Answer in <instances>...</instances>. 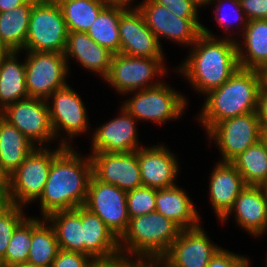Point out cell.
I'll list each match as a JSON object with an SVG mask.
<instances>
[{
    "label": "cell",
    "mask_w": 267,
    "mask_h": 267,
    "mask_svg": "<svg viewBox=\"0 0 267 267\" xmlns=\"http://www.w3.org/2000/svg\"><path fill=\"white\" fill-rule=\"evenodd\" d=\"M201 31L192 49H189V56L175 70L187 79L195 91L205 96L225 83L240 65L237 40L216 37L204 25Z\"/></svg>",
    "instance_id": "cell-1"
},
{
    "label": "cell",
    "mask_w": 267,
    "mask_h": 267,
    "mask_svg": "<svg viewBox=\"0 0 267 267\" xmlns=\"http://www.w3.org/2000/svg\"><path fill=\"white\" fill-rule=\"evenodd\" d=\"M92 176V161L75 148L64 147L52 160L44 191L38 201L42 218L49 214L84 206Z\"/></svg>",
    "instance_id": "cell-2"
},
{
    "label": "cell",
    "mask_w": 267,
    "mask_h": 267,
    "mask_svg": "<svg viewBox=\"0 0 267 267\" xmlns=\"http://www.w3.org/2000/svg\"><path fill=\"white\" fill-rule=\"evenodd\" d=\"M261 86L259 70L239 67L219 88L205 95L204 105L196 120L207 132L217 122L257 112Z\"/></svg>",
    "instance_id": "cell-3"
},
{
    "label": "cell",
    "mask_w": 267,
    "mask_h": 267,
    "mask_svg": "<svg viewBox=\"0 0 267 267\" xmlns=\"http://www.w3.org/2000/svg\"><path fill=\"white\" fill-rule=\"evenodd\" d=\"M180 231L176 223L156 211L135 216L119 238L120 252L162 258Z\"/></svg>",
    "instance_id": "cell-4"
},
{
    "label": "cell",
    "mask_w": 267,
    "mask_h": 267,
    "mask_svg": "<svg viewBox=\"0 0 267 267\" xmlns=\"http://www.w3.org/2000/svg\"><path fill=\"white\" fill-rule=\"evenodd\" d=\"M47 146V147H46ZM36 147L24 162L9 176L6 190L7 202L25 207L42 195L53 158L64 148Z\"/></svg>",
    "instance_id": "cell-5"
},
{
    "label": "cell",
    "mask_w": 267,
    "mask_h": 267,
    "mask_svg": "<svg viewBox=\"0 0 267 267\" xmlns=\"http://www.w3.org/2000/svg\"><path fill=\"white\" fill-rule=\"evenodd\" d=\"M133 97L122 106L138 121L147 120L162 125L179 119L187 108V98L164 81L151 88L127 93Z\"/></svg>",
    "instance_id": "cell-6"
},
{
    "label": "cell",
    "mask_w": 267,
    "mask_h": 267,
    "mask_svg": "<svg viewBox=\"0 0 267 267\" xmlns=\"http://www.w3.org/2000/svg\"><path fill=\"white\" fill-rule=\"evenodd\" d=\"M68 29L56 0H33L23 51L63 53Z\"/></svg>",
    "instance_id": "cell-7"
},
{
    "label": "cell",
    "mask_w": 267,
    "mask_h": 267,
    "mask_svg": "<svg viewBox=\"0 0 267 267\" xmlns=\"http://www.w3.org/2000/svg\"><path fill=\"white\" fill-rule=\"evenodd\" d=\"M167 71L165 58L134 57L117 53L112 56L110 70L104 82L119 95H126L161 84L163 80L159 78L166 75Z\"/></svg>",
    "instance_id": "cell-8"
},
{
    "label": "cell",
    "mask_w": 267,
    "mask_h": 267,
    "mask_svg": "<svg viewBox=\"0 0 267 267\" xmlns=\"http://www.w3.org/2000/svg\"><path fill=\"white\" fill-rule=\"evenodd\" d=\"M46 102L55 139L60 137L59 145L72 147L70 140H73L76 136L78 137L81 134L87 133L90 129L87 109L80 95L75 92L70 85H67L54 91L46 99ZM63 131H65V133ZM61 133H64V138H62Z\"/></svg>",
    "instance_id": "cell-9"
},
{
    "label": "cell",
    "mask_w": 267,
    "mask_h": 267,
    "mask_svg": "<svg viewBox=\"0 0 267 267\" xmlns=\"http://www.w3.org/2000/svg\"><path fill=\"white\" fill-rule=\"evenodd\" d=\"M28 96L46 100L54 91L68 85L69 65L63 53L25 51Z\"/></svg>",
    "instance_id": "cell-10"
},
{
    "label": "cell",
    "mask_w": 267,
    "mask_h": 267,
    "mask_svg": "<svg viewBox=\"0 0 267 267\" xmlns=\"http://www.w3.org/2000/svg\"><path fill=\"white\" fill-rule=\"evenodd\" d=\"M221 153L222 162H231L248 147L260 140L261 123L257 112L217 122L207 132Z\"/></svg>",
    "instance_id": "cell-11"
},
{
    "label": "cell",
    "mask_w": 267,
    "mask_h": 267,
    "mask_svg": "<svg viewBox=\"0 0 267 267\" xmlns=\"http://www.w3.org/2000/svg\"><path fill=\"white\" fill-rule=\"evenodd\" d=\"M84 207L96 214L118 239L126 231L130 220L126 191L92 174Z\"/></svg>",
    "instance_id": "cell-12"
},
{
    "label": "cell",
    "mask_w": 267,
    "mask_h": 267,
    "mask_svg": "<svg viewBox=\"0 0 267 267\" xmlns=\"http://www.w3.org/2000/svg\"><path fill=\"white\" fill-rule=\"evenodd\" d=\"M1 117L36 147H44L55 140L46 100L32 97L21 99L6 106L1 111Z\"/></svg>",
    "instance_id": "cell-13"
},
{
    "label": "cell",
    "mask_w": 267,
    "mask_h": 267,
    "mask_svg": "<svg viewBox=\"0 0 267 267\" xmlns=\"http://www.w3.org/2000/svg\"><path fill=\"white\" fill-rule=\"evenodd\" d=\"M142 12L147 27L155 34L160 44L161 39L191 47L202 33L199 19L177 17L167 7L152 0H143L136 5Z\"/></svg>",
    "instance_id": "cell-14"
},
{
    "label": "cell",
    "mask_w": 267,
    "mask_h": 267,
    "mask_svg": "<svg viewBox=\"0 0 267 267\" xmlns=\"http://www.w3.org/2000/svg\"><path fill=\"white\" fill-rule=\"evenodd\" d=\"M201 225L181 229L170 249L162 257L163 267H207L221 248L213 244Z\"/></svg>",
    "instance_id": "cell-15"
},
{
    "label": "cell",
    "mask_w": 267,
    "mask_h": 267,
    "mask_svg": "<svg viewBox=\"0 0 267 267\" xmlns=\"http://www.w3.org/2000/svg\"><path fill=\"white\" fill-rule=\"evenodd\" d=\"M120 53L134 57L165 58L158 38L147 27L138 7L132 4L121 14L119 22Z\"/></svg>",
    "instance_id": "cell-16"
},
{
    "label": "cell",
    "mask_w": 267,
    "mask_h": 267,
    "mask_svg": "<svg viewBox=\"0 0 267 267\" xmlns=\"http://www.w3.org/2000/svg\"><path fill=\"white\" fill-rule=\"evenodd\" d=\"M92 174L126 192L142 187L137 150L130 153H92Z\"/></svg>",
    "instance_id": "cell-17"
},
{
    "label": "cell",
    "mask_w": 267,
    "mask_h": 267,
    "mask_svg": "<svg viewBox=\"0 0 267 267\" xmlns=\"http://www.w3.org/2000/svg\"><path fill=\"white\" fill-rule=\"evenodd\" d=\"M119 111V116L97 127L92 133L91 153H130L143 147L138 142V120L123 106Z\"/></svg>",
    "instance_id": "cell-18"
},
{
    "label": "cell",
    "mask_w": 267,
    "mask_h": 267,
    "mask_svg": "<svg viewBox=\"0 0 267 267\" xmlns=\"http://www.w3.org/2000/svg\"><path fill=\"white\" fill-rule=\"evenodd\" d=\"M169 150L162 144L137 150L143 186L158 190L176 185V177L180 174L179 159Z\"/></svg>",
    "instance_id": "cell-19"
},
{
    "label": "cell",
    "mask_w": 267,
    "mask_h": 267,
    "mask_svg": "<svg viewBox=\"0 0 267 267\" xmlns=\"http://www.w3.org/2000/svg\"><path fill=\"white\" fill-rule=\"evenodd\" d=\"M232 213L235 222L251 236L261 237L267 232V205L259 186H245L232 208L220 221L226 223Z\"/></svg>",
    "instance_id": "cell-20"
},
{
    "label": "cell",
    "mask_w": 267,
    "mask_h": 267,
    "mask_svg": "<svg viewBox=\"0 0 267 267\" xmlns=\"http://www.w3.org/2000/svg\"><path fill=\"white\" fill-rule=\"evenodd\" d=\"M209 179L210 204L221 220L232 208L240 191L247 186L242 175L231 162L219 161Z\"/></svg>",
    "instance_id": "cell-21"
},
{
    "label": "cell",
    "mask_w": 267,
    "mask_h": 267,
    "mask_svg": "<svg viewBox=\"0 0 267 267\" xmlns=\"http://www.w3.org/2000/svg\"><path fill=\"white\" fill-rule=\"evenodd\" d=\"M63 55L67 64L70 58H74L85 70L104 80L109 73L113 53L96 43L86 32H68Z\"/></svg>",
    "instance_id": "cell-22"
},
{
    "label": "cell",
    "mask_w": 267,
    "mask_h": 267,
    "mask_svg": "<svg viewBox=\"0 0 267 267\" xmlns=\"http://www.w3.org/2000/svg\"><path fill=\"white\" fill-rule=\"evenodd\" d=\"M84 254L96 263L120 253L119 239L94 213L82 206Z\"/></svg>",
    "instance_id": "cell-23"
},
{
    "label": "cell",
    "mask_w": 267,
    "mask_h": 267,
    "mask_svg": "<svg viewBox=\"0 0 267 267\" xmlns=\"http://www.w3.org/2000/svg\"><path fill=\"white\" fill-rule=\"evenodd\" d=\"M156 212L171 219L181 229L199 226L200 217L188 193L179 186L156 189Z\"/></svg>",
    "instance_id": "cell-24"
},
{
    "label": "cell",
    "mask_w": 267,
    "mask_h": 267,
    "mask_svg": "<svg viewBox=\"0 0 267 267\" xmlns=\"http://www.w3.org/2000/svg\"><path fill=\"white\" fill-rule=\"evenodd\" d=\"M239 32L244 40L236 41L240 67L260 71L267 65V19L250 20Z\"/></svg>",
    "instance_id": "cell-25"
},
{
    "label": "cell",
    "mask_w": 267,
    "mask_h": 267,
    "mask_svg": "<svg viewBox=\"0 0 267 267\" xmlns=\"http://www.w3.org/2000/svg\"><path fill=\"white\" fill-rule=\"evenodd\" d=\"M20 51H10L0 59V109L28 96L25 59L20 62ZM19 54V55H18Z\"/></svg>",
    "instance_id": "cell-26"
},
{
    "label": "cell",
    "mask_w": 267,
    "mask_h": 267,
    "mask_svg": "<svg viewBox=\"0 0 267 267\" xmlns=\"http://www.w3.org/2000/svg\"><path fill=\"white\" fill-rule=\"evenodd\" d=\"M129 6L126 3L109 2L100 11L86 33L113 54L120 53V16Z\"/></svg>",
    "instance_id": "cell-27"
},
{
    "label": "cell",
    "mask_w": 267,
    "mask_h": 267,
    "mask_svg": "<svg viewBox=\"0 0 267 267\" xmlns=\"http://www.w3.org/2000/svg\"><path fill=\"white\" fill-rule=\"evenodd\" d=\"M46 219L55 230L61 250L84 254L82 206L53 212Z\"/></svg>",
    "instance_id": "cell-28"
},
{
    "label": "cell",
    "mask_w": 267,
    "mask_h": 267,
    "mask_svg": "<svg viewBox=\"0 0 267 267\" xmlns=\"http://www.w3.org/2000/svg\"><path fill=\"white\" fill-rule=\"evenodd\" d=\"M35 148L25 135L0 116V162L9 176Z\"/></svg>",
    "instance_id": "cell-29"
},
{
    "label": "cell",
    "mask_w": 267,
    "mask_h": 267,
    "mask_svg": "<svg viewBox=\"0 0 267 267\" xmlns=\"http://www.w3.org/2000/svg\"><path fill=\"white\" fill-rule=\"evenodd\" d=\"M33 0L0 13V38L10 51L23 52L27 39Z\"/></svg>",
    "instance_id": "cell-30"
},
{
    "label": "cell",
    "mask_w": 267,
    "mask_h": 267,
    "mask_svg": "<svg viewBox=\"0 0 267 267\" xmlns=\"http://www.w3.org/2000/svg\"><path fill=\"white\" fill-rule=\"evenodd\" d=\"M60 250L53 226L46 218L32 216V242L27 262L51 267Z\"/></svg>",
    "instance_id": "cell-31"
},
{
    "label": "cell",
    "mask_w": 267,
    "mask_h": 267,
    "mask_svg": "<svg viewBox=\"0 0 267 267\" xmlns=\"http://www.w3.org/2000/svg\"><path fill=\"white\" fill-rule=\"evenodd\" d=\"M68 32H87L109 0H56Z\"/></svg>",
    "instance_id": "cell-32"
},
{
    "label": "cell",
    "mask_w": 267,
    "mask_h": 267,
    "mask_svg": "<svg viewBox=\"0 0 267 267\" xmlns=\"http://www.w3.org/2000/svg\"><path fill=\"white\" fill-rule=\"evenodd\" d=\"M231 163L242 175L246 185L259 186L267 182V147L260 139Z\"/></svg>",
    "instance_id": "cell-33"
},
{
    "label": "cell",
    "mask_w": 267,
    "mask_h": 267,
    "mask_svg": "<svg viewBox=\"0 0 267 267\" xmlns=\"http://www.w3.org/2000/svg\"><path fill=\"white\" fill-rule=\"evenodd\" d=\"M212 3L213 4L215 3V5H216V6H214L215 9L213 11L215 13L214 19H215L216 23L220 26V28L224 31V33L227 32L226 35L227 34L228 35L226 36V38L228 37V39L231 38L233 40H236V38L231 37V35L236 34L233 26L235 24L237 25V23H238V25H237L238 28L241 27V30L244 31L246 26H247V23H248V19L246 18L244 11L241 8L240 1L239 0H212L210 2V6ZM230 7H233V8H230ZM225 8H227V10L229 12ZM232 22L234 23V25ZM230 28H231V30H230ZM229 35H230V37H229Z\"/></svg>",
    "instance_id": "cell-34"
},
{
    "label": "cell",
    "mask_w": 267,
    "mask_h": 267,
    "mask_svg": "<svg viewBox=\"0 0 267 267\" xmlns=\"http://www.w3.org/2000/svg\"><path fill=\"white\" fill-rule=\"evenodd\" d=\"M32 242V216L14 231L5 253V266L27 262Z\"/></svg>",
    "instance_id": "cell-35"
},
{
    "label": "cell",
    "mask_w": 267,
    "mask_h": 267,
    "mask_svg": "<svg viewBox=\"0 0 267 267\" xmlns=\"http://www.w3.org/2000/svg\"><path fill=\"white\" fill-rule=\"evenodd\" d=\"M23 209L8 203L0 210V266H5V253L15 229L27 218Z\"/></svg>",
    "instance_id": "cell-36"
},
{
    "label": "cell",
    "mask_w": 267,
    "mask_h": 267,
    "mask_svg": "<svg viewBox=\"0 0 267 267\" xmlns=\"http://www.w3.org/2000/svg\"><path fill=\"white\" fill-rule=\"evenodd\" d=\"M156 189L139 187L127 192V208L129 218L149 214L156 211Z\"/></svg>",
    "instance_id": "cell-37"
},
{
    "label": "cell",
    "mask_w": 267,
    "mask_h": 267,
    "mask_svg": "<svg viewBox=\"0 0 267 267\" xmlns=\"http://www.w3.org/2000/svg\"><path fill=\"white\" fill-rule=\"evenodd\" d=\"M96 267H163V259L156 256L120 252L113 257L98 261Z\"/></svg>",
    "instance_id": "cell-38"
},
{
    "label": "cell",
    "mask_w": 267,
    "mask_h": 267,
    "mask_svg": "<svg viewBox=\"0 0 267 267\" xmlns=\"http://www.w3.org/2000/svg\"><path fill=\"white\" fill-rule=\"evenodd\" d=\"M51 267H96V262L86 254L60 249Z\"/></svg>",
    "instance_id": "cell-39"
},
{
    "label": "cell",
    "mask_w": 267,
    "mask_h": 267,
    "mask_svg": "<svg viewBox=\"0 0 267 267\" xmlns=\"http://www.w3.org/2000/svg\"><path fill=\"white\" fill-rule=\"evenodd\" d=\"M250 260L241 254L220 248L211 258L207 267H250Z\"/></svg>",
    "instance_id": "cell-40"
},
{
    "label": "cell",
    "mask_w": 267,
    "mask_h": 267,
    "mask_svg": "<svg viewBox=\"0 0 267 267\" xmlns=\"http://www.w3.org/2000/svg\"><path fill=\"white\" fill-rule=\"evenodd\" d=\"M167 7L177 17L185 19H200L198 7L191 0H152Z\"/></svg>",
    "instance_id": "cell-41"
},
{
    "label": "cell",
    "mask_w": 267,
    "mask_h": 267,
    "mask_svg": "<svg viewBox=\"0 0 267 267\" xmlns=\"http://www.w3.org/2000/svg\"><path fill=\"white\" fill-rule=\"evenodd\" d=\"M248 21L267 19V0H239Z\"/></svg>",
    "instance_id": "cell-42"
},
{
    "label": "cell",
    "mask_w": 267,
    "mask_h": 267,
    "mask_svg": "<svg viewBox=\"0 0 267 267\" xmlns=\"http://www.w3.org/2000/svg\"><path fill=\"white\" fill-rule=\"evenodd\" d=\"M258 117L261 124H267V88L261 86L258 94Z\"/></svg>",
    "instance_id": "cell-43"
},
{
    "label": "cell",
    "mask_w": 267,
    "mask_h": 267,
    "mask_svg": "<svg viewBox=\"0 0 267 267\" xmlns=\"http://www.w3.org/2000/svg\"><path fill=\"white\" fill-rule=\"evenodd\" d=\"M29 0H0V13L13 10L14 8L24 5Z\"/></svg>",
    "instance_id": "cell-44"
},
{
    "label": "cell",
    "mask_w": 267,
    "mask_h": 267,
    "mask_svg": "<svg viewBox=\"0 0 267 267\" xmlns=\"http://www.w3.org/2000/svg\"><path fill=\"white\" fill-rule=\"evenodd\" d=\"M9 185V175L2 168L0 162V190L6 191Z\"/></svg>",
    "instance_id": "cell-45"
},
{
    "label": "cell",
    "mask_w": 267,
    "mask_h": 267,
    "mask_svg": "<svg viewBox=\"0 0 267 267\" xmlns=\"http://www.w3.org/2000/svg\"><path fill=\"white\" fill-rule=\"evenodd\" d=\"M260 139L267 147V124H261V137Z\"/></svg>",
    "instance_id": "cell-46"
},
{
    "label": "cell",
    "mask_w": 267,
    "mask_h": 267,
    "mask_svg": "<svg viewBox=\"0 0 267 267\" xmlns=\"http://www.w3.org/2000/svg\"><path fill=\"white\" fill-rule=\"evenodd\" d=\"M10 52V50L8 49V47L2 42L1 38H0V59L2 57H5L8 53Z\"/></svg>",
    "instance_id": "cell-47"
},
{
    "label": "cell",
    "mask_w": 267,
    "mask_h": 267,
    "mask_svg": "<svg viewBox=\"0 0 267 267\" xmlns=\"http://www.w3.org/2000/svg\"><path fill=\"white\" fill-rule=\"evenodd\" d=\"M7 195H6V191L0 190V210L7 205Z\"/></svg>",
    "instance_id": "cell-48"
},
{
    "label": "cell",
    "mask_w": 267,
    "mask_h": 267,
    "mask_svg": "<svg viewBox=\"0 0 267 267\" xmlns=\"http://www.w3.org/2000/svg\"><path fill=\"white\" fill-rule=\"evenodd\" d=\"M260 72L262 77V86L267 88V65L263 67Z\"/></svg>",
    "instance_id": "cell-49"
},
{
    "label": "cell",
    "mask_w": 267,
    "mask_h": 267,
    "mask_svg": "<svg viewBox=\"0 0 267 267\" xmlns=\"http://www.w3.org/2000/svg\"><path fill=\"white\" fill-rule=\"evenodd\" d=\"M198 8H201V6L205 7H209L208 5L210 4V2L212 0H191Z\"/></svg>",
    "instance_id": "cell-50"
},
{
    "label": "cell",
    "mask_w": 267,
    "mask_h": 267,
    "mask_svg": "<svg viewBox=\"0 0 267 267\" xmlns=\"http://www.w3.org/2000/svg\"><path fill=\"white\" fill-rule=\"evenodd\" d=\"M0 267H41V266H37V265H34L32 263H29V262H24V263H20V264H13V265L0 266Z\"/></svg>",
    "instance_id": "cell-51"
},
{
    "label": "cell",
    "mask_w": 267,
    "mask_h": 267,
    "mask_svg": "<svg viewBox=\"0 0 267 267\" xmlns=\"http://www.w3.org/2000/svg\"><path fill=\"white\" fill-rule=\"evenodd\" d=\"M259 188L261 189V191L263 193V196H264V199H265V202H266V205H267V182L261 183L259 185Z\"/></svg>",
    "instance_id": "cell-52"
},
{
    "label": "cell",
    "mask_w": 267,
    "mask_h": 267,
    "mask_svg": "<svg viewBox=\"0 0 267 267\" xmlns=\"http://www.w3.org/2000/svg\"><path fill=\"white\" fill-rule=\"evenodd\" d=\"M110 2H120V3H126V4H131L132 5V3L133 2H135L134 0H109Z\"/></svg>",
    "instance_id": "cell-53"
}]
</instances>
